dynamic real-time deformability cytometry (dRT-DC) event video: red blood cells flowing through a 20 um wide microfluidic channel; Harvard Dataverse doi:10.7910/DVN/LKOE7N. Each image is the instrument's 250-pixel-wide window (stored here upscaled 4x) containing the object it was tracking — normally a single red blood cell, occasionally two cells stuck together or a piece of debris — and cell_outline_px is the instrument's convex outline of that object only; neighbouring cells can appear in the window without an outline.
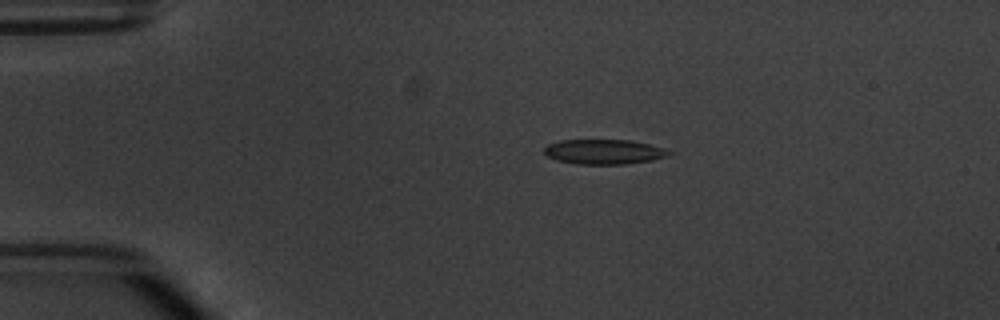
{"species": "common noctule bat (a hibernating species)", "species_latin": "Nyctalus noctula", "temperature_condition": "warm", "stored_images_in_passage": 2, "camera_frame_rate_fps": 3000, "um_per_image_px": 0.085, "animal": {"sex": "male", "body_mass_g": 20.1, "forearm_length_mm": 53.5}, "frame": {"image": 1, "passage_image": 1, "time_ms": 0.0, "image_size_px": [1000, 320], "cell_outline_px": [[672, 152], [668, 156], [652, 160], [628, 164], [576, 164], [556, 160], [548, 156], [544, 152], [544, 148], [548, 144], [560, 140], [628, 140], [648, 144], [664, 148]], "centroid_in_image_um": [51.33, 12.9], "position_along_channel_um": 33.7, "area_um2": 18.03}}